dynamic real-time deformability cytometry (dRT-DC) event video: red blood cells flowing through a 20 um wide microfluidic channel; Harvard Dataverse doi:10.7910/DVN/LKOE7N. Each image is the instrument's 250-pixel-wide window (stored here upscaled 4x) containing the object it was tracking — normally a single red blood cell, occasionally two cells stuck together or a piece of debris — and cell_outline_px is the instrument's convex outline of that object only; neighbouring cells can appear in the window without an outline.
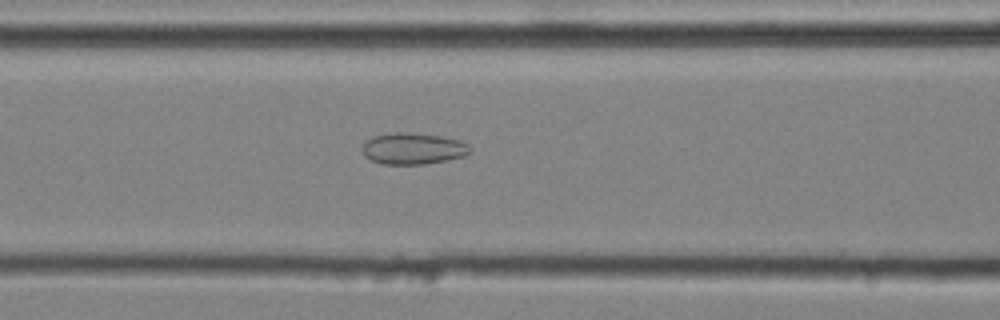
{"species": "common noctule bat (a hibernating species)", "species_latin": "Nyctalus noctula", "temperature_condition": "cold", "stored_images_in_passage": 45, "camera_frame_rate_fps": 3000, "um_per_image_px": 0.085, "animal": {"sex": "male", "body_mass_g": 20.4}, "frame": {"image": 1, "passage_image": 20, "time_ms": 6.333, "image_size_px": [1000, 320], "cell_outline_px": [[472, 152], [464, 156], [424, 164], [380, 164], [364, 156], [360, 148], [372, 136], [396, 132], [404, 132], [440, 136], [460, 140], [468, 144], [472, 148]], "centroid_in_image_um": [35.1, 12.63], "position_along_channel_um": 131.5, "area_um2": 19.77}}
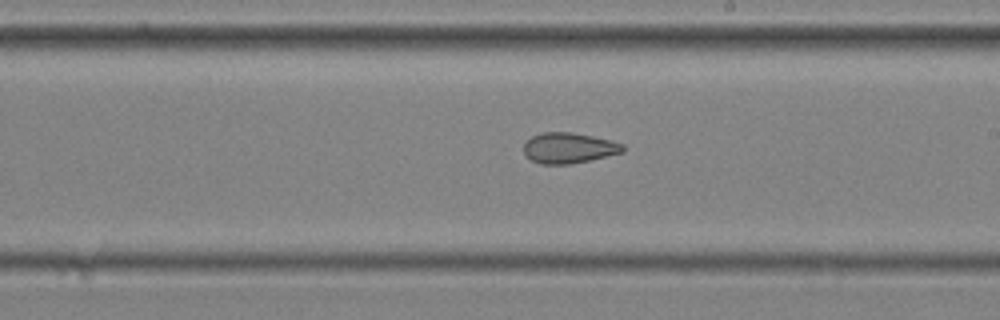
{"frame": {"image": 2, "passage_image": 28, "time_ms": 9.0, "image_size_px": [1000, 320], "cell_outline_px": [[624, 152], [588, 160], [568, 164], [540, 164], [532, 160], [524, 152], [524, 144], [532, 136], [540, 132], [572, 132], [612, 140], [624, 144]], "centroid_in_image_um": [48.36, 12.56], "position_along_channel_um": 240.6, "area_um2": 17.57}}
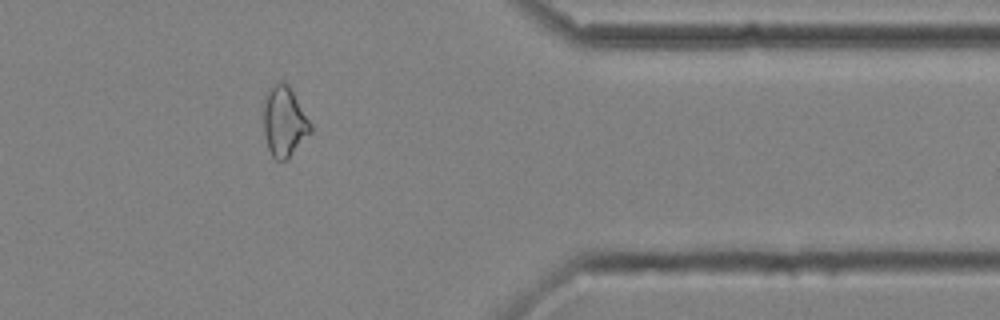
{"frame": {"image": 3, "passage_image": 40, "time_ms": 13.0, "image_size_px": [1000, 320], "cell_outline_px": [[312, 132], [284, 160], [276, 160], [272, 156], [268, 148], [264, 132], [264, 96], [276, 80], [280, 80], [288, 84], [312, 124]], "centroid_in_image_um": [24.15, 10.29], "position_along_channel_um": 387.2, "area_um2": 19.07}, "authors_computed_cell_mechanics": {"area_um2": 20.3456, "velocity_mm_per_s": 4.1049, "shape_relaxation_time_tau1_ms": null, "shape_relaxation_time_tau2_ms": 2.6559, "deformation_change_tau1": null, "deformation_change_tau2": 0.0936}}